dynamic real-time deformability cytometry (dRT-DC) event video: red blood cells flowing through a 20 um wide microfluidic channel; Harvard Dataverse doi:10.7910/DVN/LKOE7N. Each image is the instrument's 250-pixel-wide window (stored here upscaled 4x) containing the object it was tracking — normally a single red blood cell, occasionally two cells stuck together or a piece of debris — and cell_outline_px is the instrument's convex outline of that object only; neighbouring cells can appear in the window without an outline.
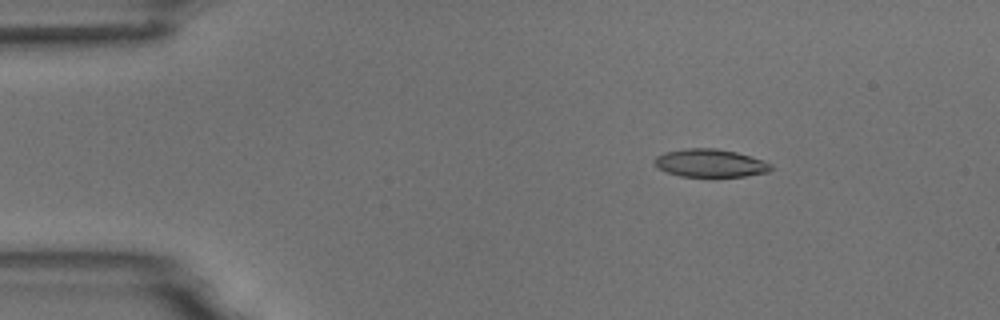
{"species": "common noctule bat (a hibernating species)", "species_latin": "Nyctalus noctula", "temperature_condition": "room temperature", "stored_images_in_passage": 5, "camera_frame_rate_fps": 3000, "um_per_image_px": 0.085, "animal": {"sex": "male", "body_mass_g": 18.8}, "frame": {"image": 1, "passage_image": 3, "time_ms": 2.333, "image_size_px": [1000, 320], "cell_outline_px": [[772, 168], [768, 172], [744, 176], [680, 176], [668, 172], [660, 168], [652, 160], [656, 156], [668, 152], [684, 148], [716, 148], [736, 152], [772, 164]], "centroid_in_image_um": [60.36, 13.86], "position_along_channel_um": 24.6, "area_um2": 18.61}}